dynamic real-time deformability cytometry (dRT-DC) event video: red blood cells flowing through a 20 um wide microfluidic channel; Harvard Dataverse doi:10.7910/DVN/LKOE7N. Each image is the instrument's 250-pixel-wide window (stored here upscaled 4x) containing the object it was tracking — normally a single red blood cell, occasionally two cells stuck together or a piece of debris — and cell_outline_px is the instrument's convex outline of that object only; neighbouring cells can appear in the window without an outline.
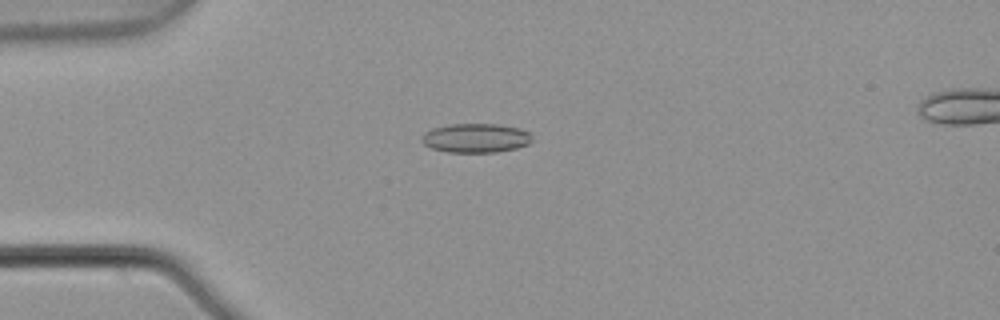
{"species": "common noctule bat (a hibernating species)", "species_latin": "Nyctalus noctula", "temperature_condition": "warm", "stored_images_in_passage": 6, "camera_frame_rate_fps": 3000, "um_per_image_px": 0.085, "animal": {"sex": "male", "body_mass_g": 21.5, "forearm_length_mm": 52.0}, "frame": {"image": 1, "passage_image": 4, "time_ms": 1.0, "image_size_px": [1000, 320], "cell_outline_px": [[532, 140], [528, 144], [516, 148], [496, 152], [448, 152], [432, 148], [424, 144], [420, 140], [424, 132], [432, 128], [448, 124], [500, 124], [520, 128], [528, 132], [532, 136]], "centroid_in_image_um": [40.43, 11.72], "position_along_channel_um": 44.6, "area_um2": 18.84}}
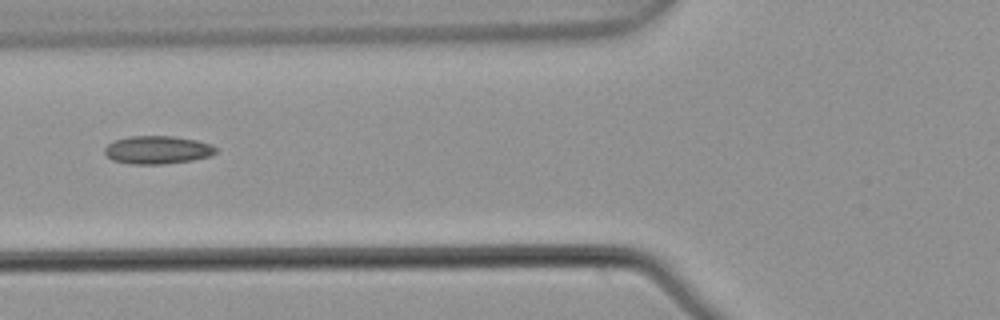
{"frame": {"image": 2, "passage_image": 6, "time_ms": 1.667, "image_size_px": [1000, 320], "cell_outline_px": [[216, 152], [208, 156], [192, 160], [164, 164], [132, 164], [112, 160], [104, 152], [104, 148], [108, 144], [116, 140], [128, 136], [172, 136], [196, 140], [212, 144], [216, 148]], "centroid_in_image_um": [13.37, 12.74], "position_along_channel_um": 112.4, "area_um2": 18.09}}